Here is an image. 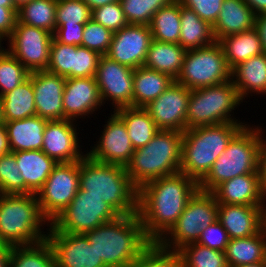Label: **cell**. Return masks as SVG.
I'll return each mask as SVG.
<instances>
[{
  "label": "cell",
  "mask_w": 266,
  "mask_h": 267,
  "mask_svg": "<svg viewBox=\"0 0 266 267\" xmlns=\"http://www.w3.org/2000/svg\"><path fill=\"white\" fill-rule=\"evenodd\" d=\"M198 189L194 179L180 172L150 181L138 189L137 214L145 236L151 242L165 236Z\"/></svg>",
  "instance_id": "obj_1"
},
{
  "label": "cell",
  "mask_w": 266,
  "mask_h": 267,
  "mask_svg": "<svg viewBox=\"0 0 266 267\" xmlns=\"http://www.w3.org/2000/svg\"><path fill=\"white\" fill-rule=\"evenodd\" d=\"M107 267H129L151 243L139 215H120L84 234Z\"/></svg>",
  "instance_id": "obj_2"
},
{
  "label": "cell",
  "mask_w": 266,
  "mask_h": 267,
  "mask_svg": "<svg viewBox=\"0 0 266 267\" xmlns=\"http://www.w3.org/2000/svg\"><path fill=\"white\" fill-rule=\"evenodd\" d=\"M79 189L100 197L120 215L138 211V189L124 166L97 162L85 155L79 161Z\"/></svg>",
  "instance_id": "obj_3"
},
{
  "label": "cell",
  "mask_w": 266,
  "mask_h": 267,
  "mask_svg": "<svg viewBox=\"0 0 266 267\" xmlns=\"http://www.w3.org/2000/svg\"><path fill=\"white\" fill-rule=\"evenodd\" d=\"M230 122L187 129L183 132L180 173L199 183L232 138L246 125Z\"/></svg>",
  "instance_id": "obj_4"
},
{
  "label": "cell",
  "mask_w": 266,
  "mask_h": 267,
  "mask_svg": "<svg viewBox=\"0 0 266 267\" xmlns=\"http://www.w3.org/2000/svg\"><path fill=\"white\" fill-rule=\"evenodd\" d=\"M182 131L159 130L144 147L134 150L125 169L137 189L180 172Z\"/></svg>",
  "instance_id": "obj_5"
},
{
  "label": "cell",
  "mask_w": 266,
  "mask_h": 267,
  "mask_svg": "<svg viewBox=\"0 0 266 267\" xmlns=\"http://www.w3.org/2000/svg\"><path fill=\"white\" fill-rule=\"evenodd\" d=\"M43 214L37 195L0 194V236L7 246L38 244L47 239L42 234Z\"/></svg>",
  "instance_id": "obj_6"
},
{
  "label": "cell",
  "mask_w": 266,
  "mask_h": 267,
  "mask_svg": "<svg viewBox=\"0 0 266 267\" xmlns=\"http://www.w3.org/2000/svg\"><path fill=\"white\" fill-rule=\"evenodd\" d=\"M261 131L259 128H249L246 124L198 183L199 190L212 192L219 184L236 176L258 173Z\"/></svg>",
  "instance_id": "obj_7"
},
{
  "label": "cell",
  "mask_w": 266,
  "mask_h": 267,
  "mask_svg": "<svg viewBox=\"0 0 266 267\" xmlns=\"http://www.w3.org/2000/svg\"><path fill=\"white\" fill-rule=\"evenodd\" d=\"M242 102L233 82L191 90L186 113V130L236 122L231 111Z\"/></svg>",
  "instance_id": "obj_8"
},
{
  "label": "cell",
  "mask_w": 266,
  "mask_h": 267,
  "mask_svg": "<svg viewBox=\"0 0 266 267\" xmlns=\"http://www.w3.org/2000/svg\"><path fill=\"white\" fill-rule=\"evenodd\" d=\"M218 220V202L211 192L197 190L188 200L176 223L167 232L172 237L163 236L158 243L167 249L178 251L183 246L196 243L201 232ZM169 243H173L172 246ZM169 246V247H168Z\"/></svg>",
  "instance_id": "obj_9"
},
{
  "label": "cell",
  "mask_w": 266,
  "mask_h": 267,
  "mask_svg": "<svg viewBox=\"0 0 266 267\" xmlns=\"http://www.w3.org/2000/svg\"><path fill=\"white\" fill-rule=\"evenodd\" d=\"M222 46L215 41L211 45L187 50L182 69L176 82L190 90L210 87L231 80Z\"/></svg>",
  "instance_id": "obj_10"
},
{
  "label": "cell",
  "mask_w": 266,
  "mask_h": 267,
  "mask_svg": "<svg viewBox=\"0 0 266 267\" xmlns=\"http://www.w3.org/2000/svg\"><path fill=\"white\" fill-rule=\"evenodd\" d=\"M120 214L100 197L78 190L70 204L50 225L59 232L85 234L103 223L117 219Z\"/></svg>",
  "instance_id": "obj_11"
},
{
  "label": "cell",
  "mask_w": 266,
  "mask_h": 267,
  "mask_svg": "<svg viewBox=\"0 0 266 267\" xmlns=\"http://www.w3.org/2000/svg\"><path fill=\"white\" fill-rule=\"evenodd\" d=\"M79 190V161L60 162L36 193L43 214L53 221ZM39 195V196H38Z\"/></svg>",
  "instance_id": "obj_12"
},
{
  "label": "cell",
  "mask_w": 266,
  "mask_h": 267,
  "mask_svg": "<svg viewBox=\"0 0 266 267\" xmlns=\"http://www.w3.org/2000/svg\"><path fill=\"white\" fill-rule=\"evenodd\" d=\"M9 39L8 52L30 72L46 70L53 34L24 23H16Z\"/></svg>",
  "instance_id": "obj_13"
},
{
  "label": "cell",
  "mask_w": 266,
  "mask_h": 267,
  "mask_svg": "<svg viewBox=\"0 0 266 267\" xmlns=\"http://www.w3.org/2000/svg\"><path fill=\"white\" fill-rule=\"evenodd\" d=\"M134 69L108 56H100L95 79L99 87L102 102L110 98L115 109L133 107Z\"/></svg>",
  "instance_id": "obj_14"
},
{
  "label": "cell",
  "mask_w": 266,
  "mask_h": 267,
  "mask_svg": "<svg viewBox=\"0 0 266 267\" xmlns=\"http://www.w3.org/2000/svg\"><path fill=\"white\" fill-rule=\"evenodd\" d=\"M191 90L174 82L144 108L159 130L186 131V113Z\"/></svg>",
  "instance_id": "obj_15"
},
{
  "label": "cell",
  "mask_w": 266,
  "mask_h": 267,
  "mask_svg": "<svg viewBox=\"0 0 266 267\" xmlns=\"http://www.w3.org/2000/svg\"><path fill=\"white\" fill-rule=\"evenodd\" d=\"M49 231L56 267H107L84 234L59 232L51 225Z\"/></svg>",
  "instance_id": "obj_16"
},
{
  "label": "cell",
  "mask_w": 266,
  "mask_h": 267,
  "mask_svg": "<svg viewBox=\"0 0 266 267\" xmlns=\"http://www.w3.org/2000/svg\"><path fill=\"white\" fill-rule=\"evenodd\" d=\"M149 25L128 24L113 33L108 53L110 59L133 69L144 66L152 41Z\"/></svg>",
  "instance_id": "obj_17"
},
{
  "label": "cell",
  "mask_w": 266,
  "mask_h": 267,
  "mask_svg": "<svg viewBox=\"0 0 266 267\" xmlns=\"http://www.w3.org/2000/svg\"><path fill=\"white\" fill-rule=\"evenodd\" d=\"M104 127L97 146L86 155L97 162L126 167L135 149L125 123L114 113Z\"/></svg>",
  "instance_id": "obj_18"
},
{
  "label": "cell",
  "mask_w": 266,
  "mask_h": 267,
  "mask_svg": "<svg viewBox=\"0 0 266 267\" xmlns=\"http://www.w3.org/2000/svg\"><path fill=\"white\" fill-rule=\"evenodd\" d=\"M65 83V77L47 70L32 72L37 116L48 121L64 119L63 92Z\"/></svg>",
  "instance_id": "obj_19"
},
{
  "label": "cell",
  "mask_w": 266,
  "mask_h": 267,
  "mask_svg": "<svg viewBox=\"0 0 266 267\" xmlns=\"http://www.w3.org/2000/svg\"><path fill=\"white\" fill-rule=\"evenodd\" d=\"M42 151L57 163L80 161L78 138L73 121L68 119L47 121Z\"/></svg>",
  "instance_id": "obj_20"
},
{
  "label": "cell",
  "mask_w": 266,
  "mask_h": 267,
  "mask_svg": "<svg viewBox=\"0 0 266 267\" xmlns=\"http://www.w3.org/2000/svg\"><path fill=\"white\" fill-rule=\"evenodd\" d=\"M102 99L95 77L66 78L63 92L64 119L87 115L101 107Z\"/></svg>",
  "instance_id": "obj_21"
},
{
  "label": "cell",
  "mask_w": 266,
  "mask_h": 267,
  "mask_svg": "<svg viewBox=\"0 0 266 267\" xmlns=\"http://www.w3.org/2000/svg\"><path fill=\"white\" fill-rule=\"evenodd\" d=\"M218 220L230 239L253 236L263 229L262 206L218 203Z\"/></svg>",
  "instance_id": "obj_22"
},
{
  "label": "cell",
  "mask_w": 266,
  "mask_h": 267,
  "mask_svg": "<svg viewBox=\"0 0 266 267\" xmlns=\"http://www.w3.org/2000/svg\"><path fill=\"white\" fill-rule=\"evenodd\" d=\"M222 204L263 206L264 193L260 187L259 174H243L219 184L211 192Z\"/></svg>",
  "instance_id": "obj_23"
},
{
  "label": "cell",
  "mask_w": 266,
  "mask_h": 267,
  "mask_svg": "<svg viewBox=\"0 0 266 267\" xmlns=\"http://www.w3.org/2000/svg\"><path fill=\"white\" fill-rule=\"evenodd\" d=\"M256 16L243 0H224L218 18L212 26L216 41L225 36L251 30Z\"/></svg>",
  "instance_id": "obj_24"
},
{
  "label": "cell",
  "mask_w": 266,
  "mask_h": 267,
  "mask_svg": "<svg viewBox=\"0 0 266 267\" xmlns=\"http://www.w3.org/2000/svg\"><path fill=\"white\" fill-rule=\"evenodd\" d=\"M47 121L35 115L22 120L4 122L11 152L41 150Z\"/></svg>",
  "instance_id": "obj_25"
},
{
  "label": "cell",
  "mask_w": 266,
  "mask_h": 267,
  "mask_svg": "<svg viewBox=\"0 0 266 267\" xmlns=\"http://www.w3.org/2000/svg\"><path fill=\"white\" fill-rule=\"evenodd\" d=\"M25 185L36 194L44 185L57 162L42 150L13 152Z\"/></svg>",
  "instance_id": "obj_26"
},
{
  "label": "cell",
  "mask_w": 266,
  "mask_h": 267,
  "mask_svg": "<svg viewBox=\"0 0 266 267\" xmlns=\"http://www.w3.org/2000/svg\"><path fill=\"white\" fill-rule=\"evenodd\" d=\"M231 81L241 100L250 91L266 93V53L251 57L232 68Z\"/></svg>",
  "instance_id": "obj_27"
},
{
  "label": "cell",
  "mask_w": 266,
  "mask_h": 267,
  "mask_svg": "<svg viewBox=\"0 0 266 267\" xmlns=\"http://www.w3.org/2000/svg\"><path fill=\"white\" fill-rule=\"evenodd\" d=\"M174 79L168 74L140 66L134 69L133 107H145L159 97Z\"/></svg>",
  "instance_id": "obj_28"
},
{
  "label": "cell",
  "mask_w": 266,
  "mask_h": 267,
  "mask_svg": "<svg viewBox=\"0 0 266 267\" xmlns=\"http://www.w3.org/2000/svg\"><path fill=\"white\" fill-rule=\"evenodd\" d=\"M218 43L222 46L230 69L251 57L264 53L259 32L255 27L248 31L225 36Z\"/></svg>",
  "instance_id": "obj_29"
},
{
  "label": "cell",
  "mask_w": 266,
  "mask_h": 267,
  "mask_svg": "<svg viewBox=\"0 0 266 267\" xmlns=\"http://www.w3.org/2000/svg\"><path fill=\"white\" fill-rule=\"evenodd\" d=\"M187 50L180 44L152 40L144 66L168 74L176 80L181 72Z\"/></svg>",
  "instance_id": "obj_30"
},
{
  "label": "cell",
  "mask_w": 266,
  "mask_h": 267,
  "mask_svg": "<svg viewBox=\"0 0 266 267\" xmlns=\"http://www.w3.org/2000/svg\"><path fill=\"white\" fill-rule=\"evenodd\" d=\"M224 253L229 267L266 262V234L230 239Z\"/></svg>",
  "instance_id": "obj_31"
},
{
  "label": "cell",
  "mask_w": 266,
  "mask_h": 267,
  "mask_svg": "<svg viewBox=\"0 0 266 267\" xmlns=\"http://www.w3.org/2000/svg\"><path fill=\"white\" fill-rule=\"evenodd\" d=\"M216 41L212 26L192 9L180 4L179 44L186 50L211 45Z\"/></svg>",
  "instance_id": "obj_32"
},
{
  "label": "cell",
  "mask_w": 266,
  "mask_h": 267,
  "mask_svg": "<svg viewBox=\"0 0 266 267\" xmlns=\"http://www.w3.org/2000/svg\"><path fill=\"white\" fill-rule=\"evenodd\" d=\"M114 113L125 123L134 149L147 145L159 131L148 111L143 107H121Z\"/></svg>",
  "instance_id": "obj_33"
},
{
  "label": "cell",
  "mask_w": 266,
  "mask_h": 267,
  "mask_svg": "<svg viewBox=\"0 0 266 267\" xmlns=\"http://www.w3.org/2000/svg\"><path fill=\"white\" fill-rule=\"evenodd\" d=\"M4 122L22 120L36 115L32 72L14 90L1 96Z\"/></svg>",
  "instance_id": "obj_34"
},
{
  "label": "cell",
  "mask_w": 266,
  "mask_h": 267,
  "mask_svg": "<svg viewBox=\"0 0 266 267\" xmlns=\"http://www.w3.org/2000/svg\"><path fill=\"white\" fill-rule=\"evenodd\" d=\"M152 39L160 42L179 44L180 39V2L160 8L150 23Z\"/></svg>",
  "instance_id": "obj_35"
},
{
  "label": "cell",
  "mask_w": 266,
  "mask_h": 267,
  "mask_svg": "<svg viewBox=\"0 0 266 267\" xmlns=\"http://www.w3.org/2000/svg\"><path fill=\"white\" fill-rule=\"evenodd\" d=\"M9 267H56L53 248L47 239L33 246H13Z\"/></svg>",
  "instance_id": "obj_36"
},
{
  "label": "cell",
  "mask_w": 266,
  "mask_h": 267,
  "mask_svg": "<svg viewBox=\"0 0 266 267\" xmlns=\"http://www.w3.org/2000/svg\"><path fill=\"white\" fill-rule=\"evenodd\" d=\"M57 0H32L17 10V22L36 28L44 29L50 33L56 30Z\"/></svg>",
  "instance_id": "obj_37"
},
{
  "label": "cell",
  "mask_w": 266,
  "mask_h": 267,
  "mask_svg": "<svg viewBox=\"0 0 266 267\" xmlns=\"http://www.w3.org/2000/svg\"><path fill=\"white\" fill-rule=\"evenodd\" d=\"M181 267H229L225 253L198 243H190L178 250Z\"/></svg>",
  "instance_id": "obj_38"
},
{
  "label": "cell",
  "mask_w": 266,
  "mask_h": 267,
  "mask_svg": "<svg viewBox=\"0 0 266 267\" xmlns=\"http://www.w3.org/2000/svg\"><path fill=\"white\" fill-rule=\"evenodd\" d=\"M16 164L15 154L0 156V194H32Z\"/></svg>",
  "instance_id": "obj_39"
},
{
  "label": "cell",
  "mask_w": 266,
  "mask_h": 267,
  "mask_svg": "<svg viewBox=\"0 0 266 267\" xmlns=\"http://www.w3.org/2000/svg\"><path fill=\"white\" fill-rule=\"evenodd\" d=\"M175 0H119L128 24L150 25L153 15Z\"/></svg>",
  "instance_id": "obj_40"
},
{
  "label": "cell",
  "mask_w": 266,
  "mask_h": 267,
  "mask_svg": "<svg viewBox=\"0 0 266 267\" xmlns=\"http://www.w3.org/2000/svg\"><path fill=\"white\" fill-rule=\"evenodd\" d=\"M29 74L30 71L5 49L0 53V96L14 90Z\"/></svg>",
  "instance_id": "obj_41"
},
{
  "label": "cell",
  "mask_w": 266,
  "mask_h": 267,
  "mask_svg": "<svg viewBox=\"0 0 266 267\" xmlns=\"http://www.w3.org/2000/svg\"><path fill=\"white\" fill-rule=\"evenodd\" d=\"M129 267H181L178 251L151 242Z\"/></svg>",
  "instance_id": "obj_42"
},
{
  "label": "cell",
  "mask_w": 266,
  "mask_h": 267,
  "mask_svg": "<svg viewBox=\"0 0 266 267\" xmlns=\"http://www.w3.org/2000/svg\"><path fill=\"white\" fill-rule=\"evenodd\" d=\"M76 45H66L54 38L51 43L47 71L65 78H74Z\"/></svg>",
  "instance_id": "obj_43"
},
{
  "label": "cell",
  "mask_w": 266,
  "mask_h": 267,
  "mask_svg": "<svg viewBox=\"0 0 266 267\" xmlns=\"http://www.w3.org/2000/svg\"><path fill=\"white\" fill-rule=\"evenodd\" d=\"M92 10L82 0H57L56 28L60 25L85 24Z\"/></svg>",
  "instance_id": "obj_44"
},
{
  "label": "cell",
  "mask_w": 266,
  "mask_h": 267,
  "mask_svg": "<svg viewBox=\"0 0 266 267\" xmlns=\"http://www.w3.org/2000/svg\"><path fill=\"white\" fill-rule=\"evenodd\" d=\"M113 32L92 18L85 23L82 34V46L106 55L110 49Z\"/></svg>",
  "instance_id": "obj_45"
},
{
  "label": "cell",
  "mask_w": 266,
  "mask_h": 267,
  "mask_svg": "<svg viewBox=\"0 0 266 267\" xmlns=\"http://www.w3.org/2000/svg\"><path fill=\"white\" fill-rule=\"evenodd\" d=\"M91 18L113 33L128 25L119 1L93 9Z\"/></svg>",
  "instance_id": "obj_46"
},
{
  "label": "cell",
  "mask_w": 266,
  "mask_h": 267,
  "mask_svg": "<svg viewBox=\"0 0 266 267\" xmlns=\"http://www.w3.org/2000/svg\"><path fill=\"white\" fill-rule=\"evenodd\" d=\"M100 56L84 46H76L74 78L95 77Z\"/></svg>",
  "instance_id": "obj_47"
},
{
  "label": "cell",
  "mask_w": 266,
  "mask_h": 267,
  "mask_svg": "<svg viewBox=\"0 0 266 267\" xmlns=\"http://www.w3.org/2000/svg\"><path fill=\"white\" fill-rule=\"evenodd\" d=\"M230 238L219 220L208 225L201 232L196 243L208 248L224 252Z\"/></svg>",
  "instance_id": "obj_48"
},
{
  "label": "cell",
  "mask_w": 266,
  "mask_h": 267,
  "mask_svg": "<svg viewBox=\"0 0 266 267\" xmlns=\"http://www.w3.org/2000/svg\"><path fill=\"white\" fill-rule=\"evenodd\" d=\"M192 9L203 21L213 26L218 18L224 0H178Z\"/></svg>",
  "instance_id": "obj_49"
},
{
  "label": "cell",
  "mask_w": 266,
  "mask_h": 267,
  "mask_svg": "<svg viewBox=\"0 0 266 267\" xmlns=\"http://www.w3.org/2000/svg\"><path fill=\"white\" fill-rule=\"evenodd\" d=\"M85 24L60 25L53 33V38L62 44L82 46V34Z\"/></svg>",
  "instance_id": "obj_50"
},
{
  "label": "cell",
  "mask_w": 266,
  "mask_h": 267,
  "mask_svg": "<svg viewBox=\"0 0 266 267\" xmlns=\"http://www.w3.org/2000/svg\"><path fill=\"white\" fill-rule=\"evenodd\" d=\"M17 10L0 6V37H10L17 22Z\"/></svg>",
  "instance_id": "obj_51"
},
{
  "label": "cell",
  "mask_w": 266,
  "mask_h": 267,
  "mask_svg": "<svg viewBox=\"0 0 266 267\" xmlns=\"http://www.w3.org/2000/svg\"><path fill=\"white\" fill-rule=\"evenodd\" d=\"M260 139L261 140L258 155V174L260 187L263 193L266 194V141L263 138Z\"/></svg>",
  "instance_id": "obj_52"
},
{
  "label": "cell",
  "mask_w": 266,
  "mask_h": 267,
  "mask_svg": "<svg viewBox=\"0 0 266 267\" xmlns=\"http://www.w3.org/2000/svg\"><path fill=\"white\" fill-rule=\"evenodd\" d=\"M255 28L259 32L262 46L266 53V13L256 17Z\"/></svg>",
  "instance_id": "obj_53"
},
{
  "label": "cell",
  "mask_w": 266,
  "mask_h": 267,
  "mask_svg": "<svg viewBox=\"0 0 266 267\" xmlns=\"http://www.w3.org/2000/svg\"><path fill=\"white\" fill-rule=\"evenodd\" d=\"M11 152L7 129L4 123L0 124V156Z\"/></svg>",
  "instance_id": "obj_54"
},
{
  "label": "cell",
  "mask_w": 266,
  "mask_h": 267,
  "mask_svg": "<svg viewBox=\"0 0 266 267\" xmlns=\"http://www.w3.org/2000/svg\"><path fill=\"white\" fill-rule=\"evenodd\" d=\"M253 11L255 16L266 13V0H243Z\"/></svg>",
  "instance_id": "obj_55"
},
{
  "label": "cell",
  "mask_w": 266,
  "mask_h": 267,
  "mask_svg": "<svg viewBox=\"0 0 266 267\" xmlns=\"http://www.w3.org/2000/svg\"><path fill=\"white\" fill-rule=\"evenodd\" d=\"M91 10L102 7L119 0H82Z\"/></svg>",
  "instance_id": "obj_56"
},
{
  "label": "cell",
  "mask_w": 266,
  "mask_h": 267,
  "mask_svg": "<svg viewBox=\"0 0 266 267\" xmlns=\"http://www.w3.org/2000/svg\"><path fill=\"white\" fill-rule=\"evenodd\" d=\"M11 248H0V267H9Z\"/></svg>",
  "instance_id": "obj_57"
},
{
  "label": "cell",
  "mask_w": 266,
  "mask_h": 267,
  "mask_svg": "<svg viewBox=\"0 0 266 267\" xmlns=\"http://www.w3.org/2000/svg\"><path fill=\"white\" fill-rule=\"evenodd\" d=\"M0 6L8 7L10 9H17L13 3V0H0Z\"/></svg>",
  "instance_id": "obj_58"
},
{
  "label": "cell",
  "mask_w": 266,
  "mask_h": 267,
  "mask_svg": "<svg viewBox=\"0 0 266 267\" xmlns=\"http://www.w3.org/2000/svg\"><path fill=\"white\" fill-rule=\"evenodd\" d=\"M264 197H266V194H264ZM266 206L263 204L262 206V222H263V231L266 234Z\"/></svg>",
  "instance_id": "obj_59"
},
{
  "label": "cell",
  "mask_w": 266,
  "mask_h": 267,
  "mask_svg": "<svg viewBox=\"0 0 266 267\" xmlns=\"http://www.w3.org/2000/svg\"><path fill=\"white\" fill-rule=\"evenodd\" d=\"M235 267H266V262L252 263Z\"/></svg>",
  "instance_id": "obj_60"
},
{
  "label": "cell",
  "mask_w": 266,
  "mask_h": 267,
  "mask_svg": "<svg viewBox=\"0 0 266 267\" xmlns=\"http://www.w3.org/2000/svg\"><path fill=\"white\" fill-rule=\"evenodd\" d=\"M32 0H13V3L17 9H19L24 4L30 3Z\"/></svg>",
  "instance_id": "obj_61"
},
{
  "label": "cell",
  "mask_w": 266,
  "mask_h": 267,
  "mask_svg": "<svg viewBox=\"0 0 266 267\" xmlns=\"http://www.w3.org/2000/svg\"><path fill=\"white\" fill-rule=\"evenodd\" d=\"M1 123H4V118H3L2 98L0 96V124Z\"/></svg>",
  "instance_id": "obj_62"
},
{
  "label": "cell",
  "mask_w": 266,
  "mask_h": 267,
  "mask_svg": "<svg viewBox=\"0 0 266 267\" xmlns=\"http://www.w3.org/2000/svg\"><path fill=\"white\" fill-rule=\"evenodd\" d=\"M0 248H11L10 246H7L4 241L1 239V236H0Z\"/></svg>",
  "instance_id": "obj_63"
},
{
  "label": "cell",
  "mask_w": 266,
  "mask_h": 267,
  "mask_svg": "<svg viewBox=\"0 0 266 267\" xmlns=\"http://www.w3.org/2000/svg\"><path fill=\"white\" fill-rule=\"evenodd\" d=\"M1 40H2V38L0 37V53H2L5 49H3L2 47H1Z\"/></svg>",
  "instance_id": "obj_64"
}]
</instances>
